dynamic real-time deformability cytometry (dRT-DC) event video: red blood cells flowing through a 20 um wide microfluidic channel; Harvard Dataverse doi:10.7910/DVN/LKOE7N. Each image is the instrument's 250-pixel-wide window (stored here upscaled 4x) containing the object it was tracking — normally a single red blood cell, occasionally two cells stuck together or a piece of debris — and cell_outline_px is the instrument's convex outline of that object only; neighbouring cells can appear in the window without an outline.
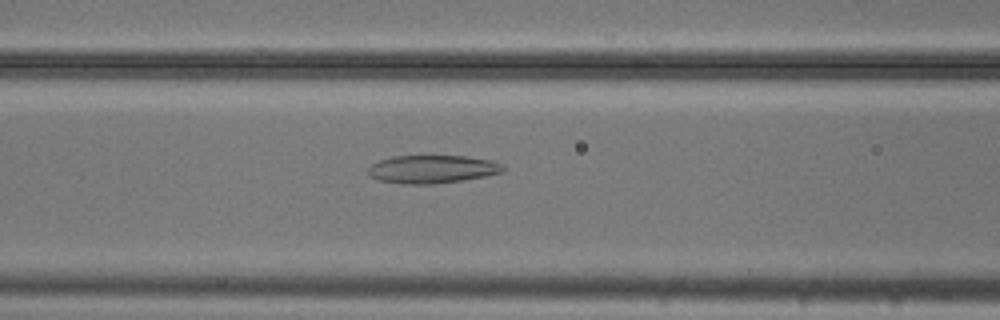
{"species": "common noctule bat (a hibernating species)", "species_latin": "Nyctalus noctula", "temperature_condition": "cold", "stored_images_in_passage": 32, "camera_frame_rate_fps": 3000, "um_per_image_px": 0.085, "animal": {"sex": "male", "body_mass_g": 20.5, "forearm_length_mm": 52.5}, "frame": {"image": 1, "passage_image": 11, "time_ms": 3.333, "image_size_px": [1000, 320], "cell_outline_px": [[504, 172], [464, 180], [436, 184], [400, 184], [380, 180], [372, 176], [368, 172], [368, 168], [372, 164], [380, 160], [392, 156], [468, 156], [492, 160], [504, 164]], "centroid_in_image_um": [36.78, 14.38], "position_along_channel_um": 129.8, "area_um2": 22.2}}
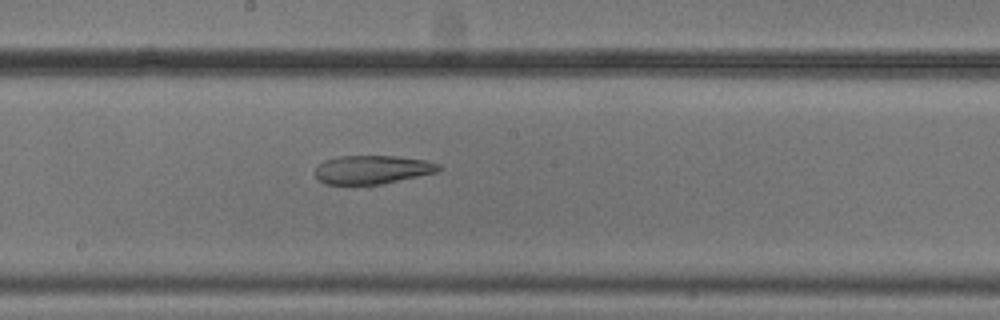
{"frame": {"image": 2, "passage_image": 18, "time_ms": 5.667, "image_size_px": [1000, 320], "cell_outline_px": [[440, 168], [436, 172], [384, 184], [324, 184], [316, 180], [316, 168], [324, 160], [340, 156], [396, 156], [428, 160], [440, 164]], "centroid_in_image_um": [31.64, 14.42], "position_along_channel_um": 216.6, "area_um2": 20.63}}
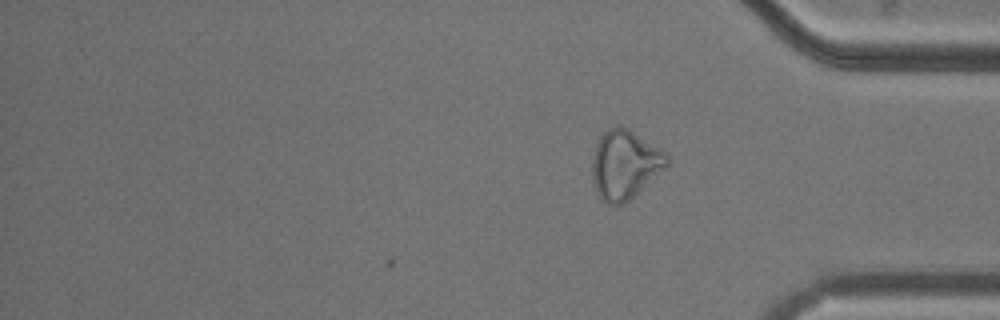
{"frame": {"image": 3, "passage_image": 32, "time_ms": 10.333, "image_size_px": [1000, 320], "cell_outline_px": [[668, 164], [664, 168], [628, 200], [620, 204], [608, 204], [600, 196], [596, 188], [592, 176], [592, 156], [596, 144], [600, 136], [608, 128], [616, 124], [632, 132], [668, 152]], "centroid_in_image_um": [53.09, 13.95], "position_along_channel_um": 382.1, "area_um2": 29.36}, "authors_computed_cell_mechanics": {"area_um2": 21.8195, "velocity_mm_per_s": 3.7207, "shape_relaxation_time_tau1_ms": null, "shape_relaxation_time_tau2_ms": 6.6615, "deformation_change_tau1": null, "deformation_change_tau2": 0.1511}}